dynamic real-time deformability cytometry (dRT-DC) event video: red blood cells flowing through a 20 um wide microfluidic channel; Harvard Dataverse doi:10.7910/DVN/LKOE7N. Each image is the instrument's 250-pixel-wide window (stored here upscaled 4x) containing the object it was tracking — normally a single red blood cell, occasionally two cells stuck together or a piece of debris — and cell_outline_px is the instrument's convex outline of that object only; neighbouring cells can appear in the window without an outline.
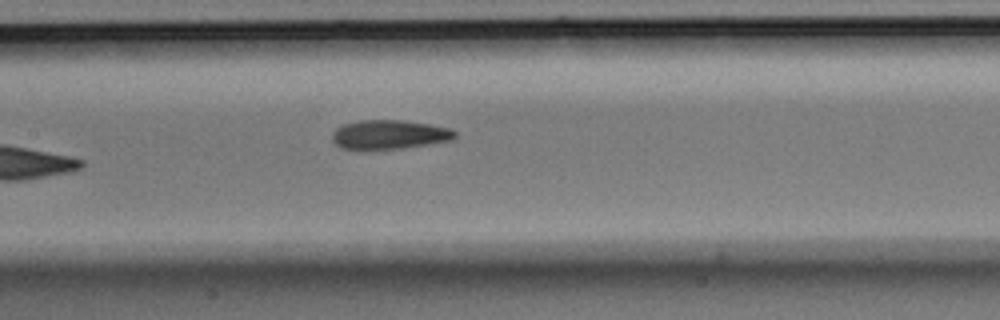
{"species": "Egyptian fruit bat (a non-hibernating species)", "species_latin": "Rousettus aegyptiacus", "temperature_condition": "room temperature", "stored_images_in_passage": 6, "camera_frame_rate_fps": 3000, "um_per_image_px": 0.085, "animal": {"sex": "male"}, "frame": {"image": 1, "passage_image": 6, "time_ms": 1.667, "image_size_px": [1000, 320], "cell_outline_px": [[456, 136], [452, 140], [432, 144], [404, 148], [340, 148], [332, 140], [332, 132], [336, 128], [344, 124], [360, 120], [400, 120], [428, 124], [452, 128], [456, 132]], "centroid_in_image_um": [33.13, 11.43], "position_along_channel_um": 174.3, "area_um2": 20.69}}